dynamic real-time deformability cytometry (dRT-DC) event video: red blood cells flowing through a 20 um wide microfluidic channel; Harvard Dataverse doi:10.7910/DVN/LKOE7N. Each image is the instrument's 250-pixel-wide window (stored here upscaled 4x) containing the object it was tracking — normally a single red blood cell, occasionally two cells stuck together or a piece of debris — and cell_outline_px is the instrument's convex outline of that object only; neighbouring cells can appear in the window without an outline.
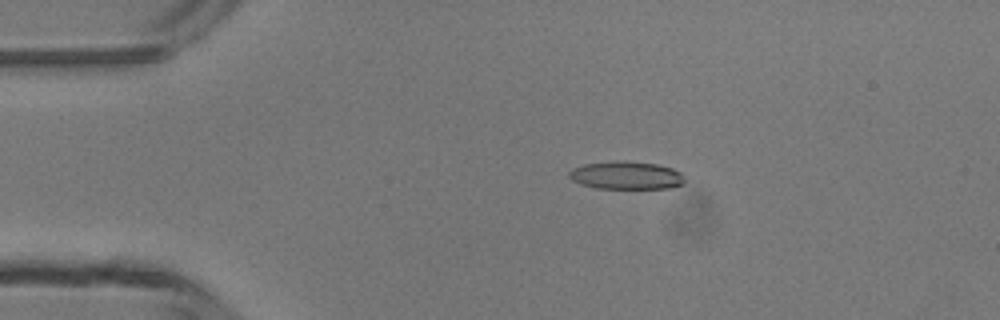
{"species": "common noctule bat (a hibernating species)", "species_latin": "Nyctalus noctula", "temperature_condition": "room temperature", "stored_images_in_passage": 4, "camera_frame_rate_fps": 3000, "um_per_image_px": 0.085, "animal": {"sex": "male", "body_mass_g": 13.3}, "frame": {"image": 1, "passage_image": 3, "time_ms": 2.333, "image_size_px": [1000, 320], "cell_outline_px": [[684, 184], [672, 188], [596, 188], [580, 184], [572, 180], [568, 176], [568, 172], [572, 168], [584, 164], [656, 164], [672, 168], [680, 172], [684, 176]], "centroid_in_image_um": [53.25, 14.97], "position_along_channel_um": 31.7, "area_um2": 17.86}}